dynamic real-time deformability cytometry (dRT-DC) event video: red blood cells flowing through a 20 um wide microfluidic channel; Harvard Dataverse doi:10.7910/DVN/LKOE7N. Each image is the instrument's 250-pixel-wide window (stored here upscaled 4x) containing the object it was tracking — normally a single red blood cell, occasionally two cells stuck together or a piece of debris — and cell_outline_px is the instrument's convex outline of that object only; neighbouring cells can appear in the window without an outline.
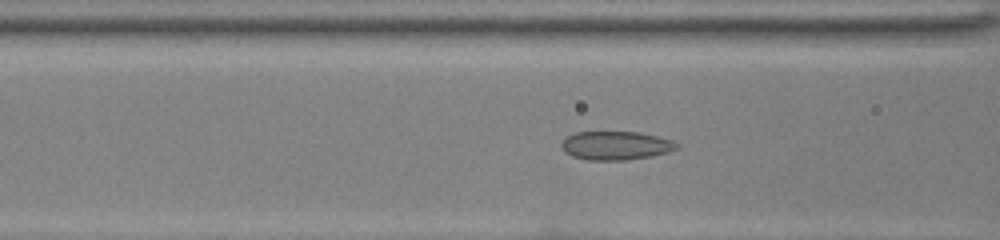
{"species": "common noctule bat (a hibernating species)", "species_latin": "Nyctalus noctula", "temperature_condition": "room temperature", "stored_images_in_passage": 27, "camera_frame_rate_fps": 3000, "um_per_image_px": 0.085, "animal": {"sex": "female", "body_mass_g": 22.0, "forearm_length_mm": 56.7}, "frame": {"image": 1, "passage_image": 7, "time_ms": 2.0, "image_size_px": [1000, 240], "cell_outline_px": [[680, 148], [668, 152], [652, 156], [624, 160], [588, 160], [572, 156], [564, 152], [560, 144], [568, 136], [576, 132], [636, 132], [656, 136], [672, 140], [680, 144]], "centroid_in_image_um": [52.36, 12.38], "position_along_channel_um": 114.2, "area_um2": 19.25}}
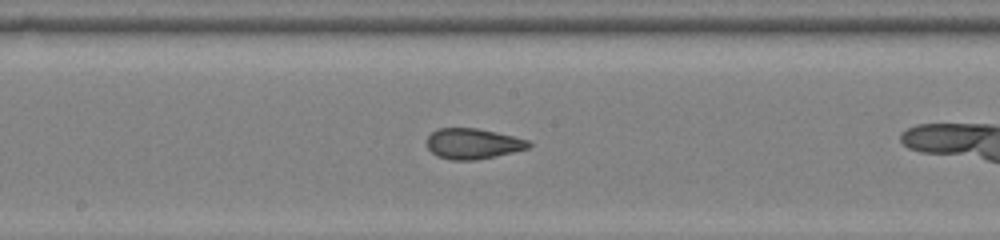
{"frame": {"image": 2, "passage_image": 14, "time_ms": 4.333, "image_size_px": [1000, 240], "cell_outline_px": [[532, 144], [528, 148], [496, 156], [476, 160], [452, 160], [436, 156], [428, 148], [428, 136], [436, 128], [476, 128], [496, 132], [528, 140]], "centroid_in_image_um": [40.18, 12.21], "position_along_channel_um": 208.0, "area_um2": 18.03}}
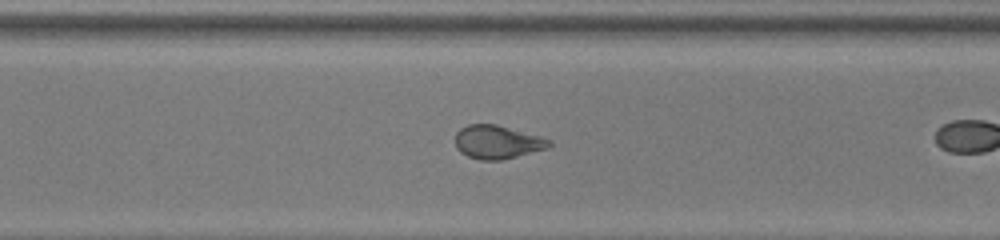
{"frame": {"image": 3, "passage_image": 23, "time_ms": 7.333, "image_size_px": [1000, 240], "cell_outline_px": [[552, 144], [548, 148], [500, 160], [480, 160], [468, 156], [460, 152], [456, 148], [456, 132], [460, 128], [468, 124], [496, 124], [540, 136], [552, 140]], "centroid_in_image_um": [42.27, 12.07], "position_along_channel_um": 328.3, "area_um2": 18.26}}